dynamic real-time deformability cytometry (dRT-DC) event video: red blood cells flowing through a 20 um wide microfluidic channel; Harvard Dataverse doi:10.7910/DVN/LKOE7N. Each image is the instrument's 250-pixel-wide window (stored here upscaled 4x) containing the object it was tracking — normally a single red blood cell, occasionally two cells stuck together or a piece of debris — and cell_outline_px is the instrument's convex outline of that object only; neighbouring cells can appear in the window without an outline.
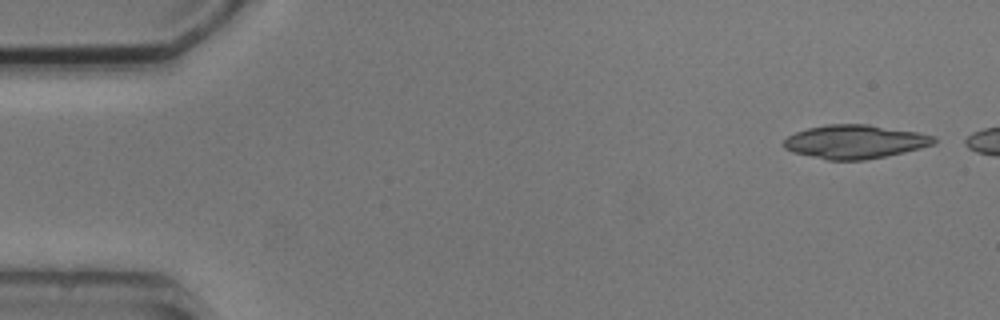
{"species": "common noctule bat (a hibernating species)", "species_latin": "Nyctalus noctula", "temperature_condition": "cold", "stored_images_in_passage": 3, "camera_frame_rate_fps": 3000, "um_per_image_px": 0.085, "animal": {"sex": "male", "body_mass_g": 20.5, "forearm_length_mm": 52.5}, "frame": {"image": 1, "passage_image": 1, "time_ms": 0.0, "image_size_px": [1000, 320], "cell_outline_px": [[936, 144], [904, 152], [864, 160], [828, 160], [792, 152], [784, 148], [784, 140], [788, 136], [796, 132], [808, 128], [828, 124], [868, 124], [916, 132], [936, 136]], "centroid_in_image_um": [72.68, 12.04], "position_along_channel_um": 12.3, "area_um2": 29.36}}